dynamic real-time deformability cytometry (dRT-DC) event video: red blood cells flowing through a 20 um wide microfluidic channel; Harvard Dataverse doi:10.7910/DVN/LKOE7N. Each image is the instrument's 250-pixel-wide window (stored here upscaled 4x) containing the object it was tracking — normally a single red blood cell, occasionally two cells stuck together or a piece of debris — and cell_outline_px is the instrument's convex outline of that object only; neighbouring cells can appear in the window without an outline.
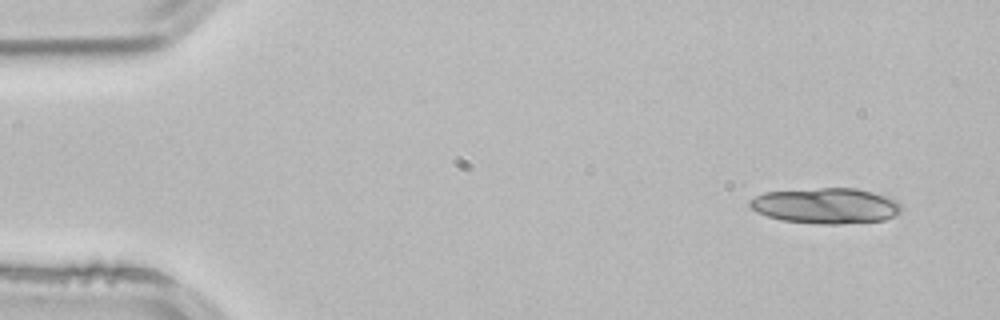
{"species": "common noctule bat (a hibernating species)", "species_latin": "Nyctalus noctula", "temperature_condition": "room temperature", "stored_images_in_passage": 4, "segment_of_instrument_passage": [1, 2], "camera_frame_rate_fps": 3000, "um_per_image_px": 0.085, "animal": {"sex": "male", "body_mass_g": 21.5, "forearm_length_mm": 52.0}, "frame": {"image": 1, "passage_image": 1, "time_ms": 0.0, "image_size_px": [1000, 320], "cell_outline_px": [[900, 212], [884, 220], [836, 224], [828, 224], [780, 220], [756, 212], [748, 204], [748, 200], [764, 192], [820, 188], [856, 188], [872, 192], [896, 200], [900, 204]], "centroid_in_image_um": [70.16, 17.48], "position_along_channel_um": 14.8, "area_um2": 31.15}}